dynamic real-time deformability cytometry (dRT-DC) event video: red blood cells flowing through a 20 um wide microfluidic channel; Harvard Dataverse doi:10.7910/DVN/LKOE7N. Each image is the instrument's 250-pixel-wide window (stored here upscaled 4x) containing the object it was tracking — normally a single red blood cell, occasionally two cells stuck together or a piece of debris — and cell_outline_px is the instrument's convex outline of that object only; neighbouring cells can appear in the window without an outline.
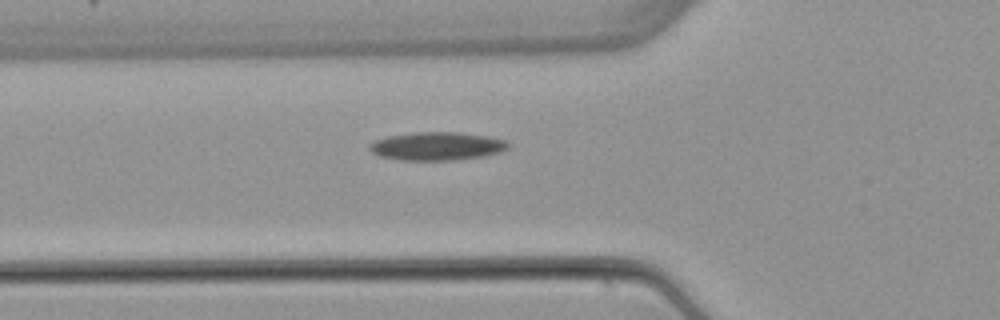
{"species": "common noctule bat (a hibernating species)", "species_latin": "Nyctalus noctula", "temperature_condition": "warm", "stored_images_in_passage": 37, "camera_frame_rate_fps": 3000, "um_per_image_px": 0.085, "animal": {"sex": "female", "body_mass_g": 22.7, "forearm_length_mm": 54.2}, "frame": {"image": 1, "passage_image": 2, "time_ms": 0.333, "image_size_px": [1000, 320], "cell_outline_px": [[508, 148], [500, 152], [484, 156], [456, 160], [400, 160], [380, 156], [372, 152], [368, 148], [368, 144], [376, 140], [388, 136], [416, 132], [456, 132], [488, 136], [504, 140], [508, 144]], "centroid_in_image_um": [37.12, 12.43], "position_along_channel_um": 88.7, "area_um2": 22.77}}
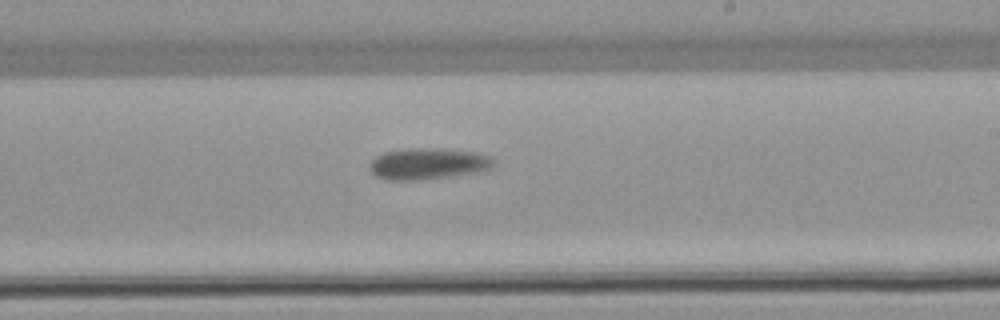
{"frame": {"image": 2, "passage_image": 15, "time_ms": 4.667, "image_size_px": [1000, 320], "cell_outline_px": [[496, 164], [492, 168], [484, 172], [420, 180], [384, 180], [376, 176], [368, 168], [368, 164], [376, 156], [384, 152], [408, 148], [440, 148], [476, 152], [492, 156], [496, 160]], "centroid_in_image_um": [36.44, 13.92], "position_along_channel_um": 252.6, "area_um2": 23.29}}
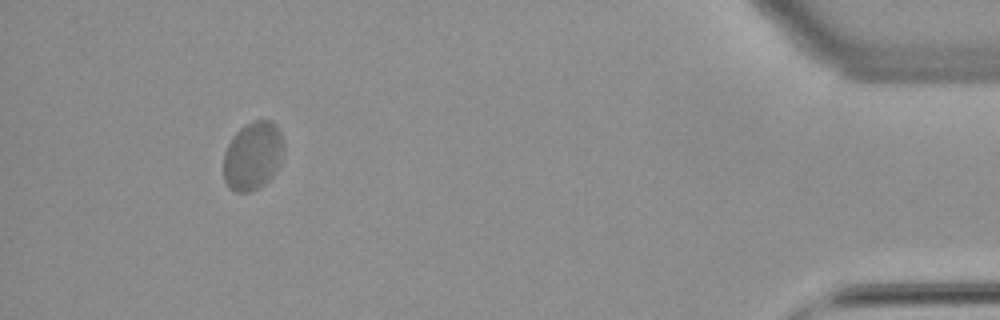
{"frame": {"image": 3, "passage_image": 33, "time_ms": 10.667, "image_size_px": [1000, 320], "cell_outline_px": [[284, 148], [276, 172], [260, 188], [252, 192], [236, 192], [228, 188], [224, 180], [224, 152], [232, 136], [244, 124], [252, 120], [272, 120], [276, 124], [280, 132]], "centroid_in_image_um": [21.48, 13.25], "position_along_channel_um": 413.7, "area_um2": 24.28}}